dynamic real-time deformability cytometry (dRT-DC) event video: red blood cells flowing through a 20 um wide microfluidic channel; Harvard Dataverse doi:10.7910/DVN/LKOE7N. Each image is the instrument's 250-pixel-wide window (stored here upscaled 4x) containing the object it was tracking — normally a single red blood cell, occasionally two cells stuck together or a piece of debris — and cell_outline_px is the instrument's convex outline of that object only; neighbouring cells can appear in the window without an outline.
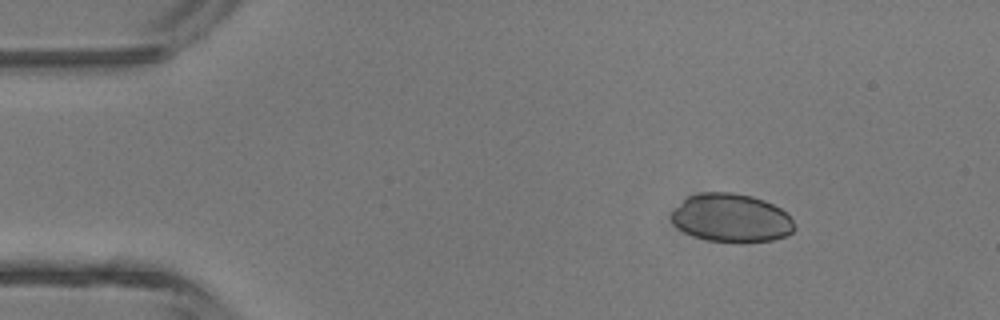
{"species": "common noctule bat (a hibernating species)", "species_latin": "Nyctalus noctula", "temperature_condition": "room temperature", "stored_images_in_passage": 4, "segment_of_instrument_passage": [1, 2], "camera_frame_rate_fps": 3000, "um_per_image_px": 0.085, "animal": {"sex": "male", "body_mass_g": 13.3}, "frame": {"image": 1, "passage_image": 1, "time_ms": 0.0, "image_size_px": [1000, 320], "cell_outline_px": [[796, 228], [792, 232], [784, 236], [772, 240], [740, 244], [708, 240], [684, 232], [668, 216], [688, 196], [700, 192], [732, 192], [752, 196], [764, 200], [780, 208], [792, 220]], "centroid_in_image_um": [62.17, 18.54], "position_along_channel_um": 22.8, "area_um2": 34.74}}